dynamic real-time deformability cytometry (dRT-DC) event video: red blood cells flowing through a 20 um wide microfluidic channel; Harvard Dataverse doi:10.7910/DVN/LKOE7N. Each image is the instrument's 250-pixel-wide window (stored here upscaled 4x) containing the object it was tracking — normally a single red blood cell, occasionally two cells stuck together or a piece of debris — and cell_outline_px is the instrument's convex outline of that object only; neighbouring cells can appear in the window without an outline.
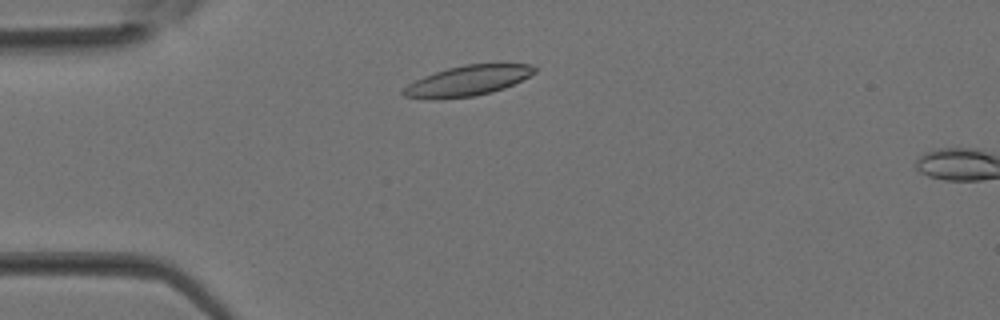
{"species": "Egyptian fruit bat (a non-hibernating species)", "species_latin": "Rousettus aegyptiacus", "temperature_condition": "room temperature", "stored_images_in_passage": 7, "camera_frame_rate_fps": 3000, "um_per_image_px": 0.085, "animal": {"sex": "female"}, "frame": {"image": 1, "passage_image": 5, "time_ms": 1.333, "image_size_px": [1000, 320], "cell_outline_px": [[536, 72], [504, 88], [492, 92], [476, 96], [436, 100], [404, 96], [400, 92], [408, 84], [424, 76], [448, 68], [464, 64], [528, 64], [536, 68]], "centroid_in_image_um": [39.71, 6.88], "position_along_channel_um": 45.3, "area_um2": 23.0}}